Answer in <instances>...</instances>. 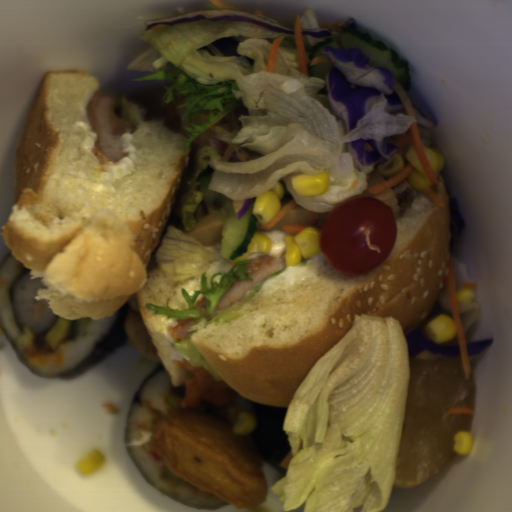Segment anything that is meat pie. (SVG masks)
Instances as JSON below:
<instances>
[{
	"instance_id": "obj_1",
	"label": "meat pie",
	"mask_w": 512,
	"mask_h": 512,
	"mask_svg": "<svg viewBox=\"0 0 512 512\" xmlns=\"http://www.w3.org/2000/svg\"><path fill=\"white\" fill-rule=\"evenodd\" d=\"M120 105L121 97L104 95L98 90L86 109L90 127L98 137L93 152L105 165H114L129 155L122 150L119 139L131 130L132 124L115 113Z\"/></svg>"
},
{
	"instance_id": "obj_2",
	"label": "meat pie",
	"mask_w": 512,
	"mask_h": 512,
	"mask_svg": "<svg viewBox=\"0 0 512 512\" xmlns=\"http://www.w3.org/2000/svg\"><path fill=\"white\" fill-rule=\"evenodd\" d=\"M177 369L187 370L193 374L186 380L185 394L181 399L182 410L197 407L202 401L210 402L215 408L222 409L235 402L238 393L224 380L215 381L202 365H193L182 357L181 361L173 360Z\"/></svg>"
},
{
	"instance_id": "obj_3",
	"label": "meat pie",
	"mask_w": 512,
	"mask_h": 512,
	"mask_svg": "<svg viewBox=\"0 0 512 512\" xmlns=\"http://www.w3.org/2000/svg\"><path fill=\"white\" fill-rule=\"evenodd\" d=\"M285 254L286 250L276 257H270L268 254L250 258L252 263L247 264L245 270L250 275L251 279L233 282L221 295L217 303V310H225L244 299L245 293L248 290H252L254 286L260 283L265 277L279 269L285 268Z\"/></svg>"
},
{
	"instance_id": "obj_4",
	"label": "meat pie",
	"mask_w": 512,
	"mask_h": 512,
	"mask_svg": "<svg viewBox=\"0 0 512 512\" xmlns=\"http://www.w3.org/2000/svg\"><path fill=\"white\" fill-rule=\"evenodd\" d=\"M196 320L192 319H186V320H179L177 321L176 326H169L166 329L167 336L169 340H181L187 337L189 334V329L191 325Z\"/></svg>"
},
{
	"instance_id": "obj_5",
	"label": "meat pie",
	"mask_w": 512,
	"mask_h": 512,
	"mask_svg": "<svg viewBox=\"0 0 512 512\" xmlns=\"http://www.w3.org/2000/svg\"><path fill=\"white\" fill-rule=\"evenodd\" d=\"M207 305V297L201 296V298L194 304V308L198 311H205Z\"/></svg>"
}]
</instances>
